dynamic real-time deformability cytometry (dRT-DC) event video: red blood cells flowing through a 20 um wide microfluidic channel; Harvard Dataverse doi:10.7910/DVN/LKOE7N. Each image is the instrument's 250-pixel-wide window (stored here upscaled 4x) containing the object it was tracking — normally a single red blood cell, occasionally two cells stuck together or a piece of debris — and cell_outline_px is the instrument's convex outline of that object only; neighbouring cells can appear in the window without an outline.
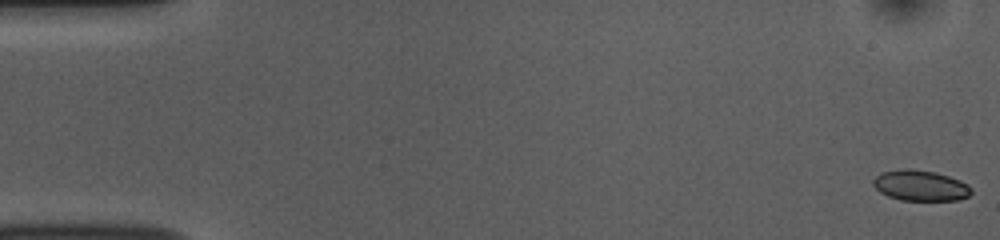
{"species": "common noctule bat (a hibernating species)", "species_latin": "Nyctalus noctula", "temperature_condition": "room temperature", "stored_images_in_passage": 54, "segment_of_instrument_passage": [1, 2], "camera_frame_rate_fps": 3000, "um_per_image_px": 0.085, "animal": {"sex": "female", "body_mass_g": 10.0, "forearm_length_mm": 53.1}, "frame": {"image": 1, "passage_image": 1, "time_ms": 0.0, "image_size_px": [1000, 240], "cell_outline_px": [[972, 192], [968, 196], [960, 200], [900, 200], [888, 196], [880, 192], [872, 184], [872, 180], [880, 172], [904, 168], [908, 168], [936, 172], [960, 180], [968, 184], [972, 188]], "centroid_in_image_um": [78.23, 15.76], "position_along_channel_um": 6.8, "area_um2": 17.69}}
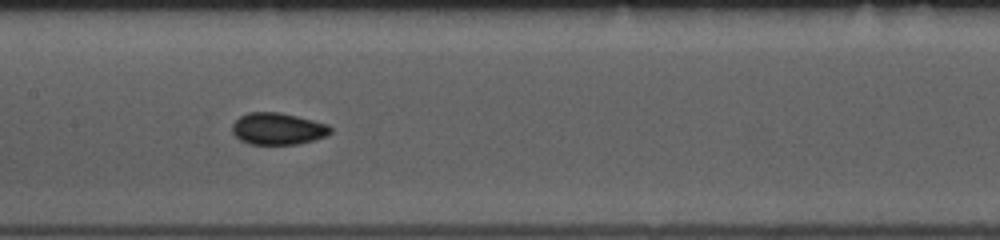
{"frame": {"image": 2, "passage_image": 26, "time_ms": 8.333, "image_size_px": [1000, 240], "cell_outline_px": [[332, 132], [328, 136], [296, 144], [248, 144], [240, 140], [232, 132], [232, 124], [240, 116], [248, 112], [280, 112], [328, 124], [332, 128]], "centroid_in_image_um": [23.62, 10.94], "position_along_channel_um": 183.8, "area_um2": 18.26}}
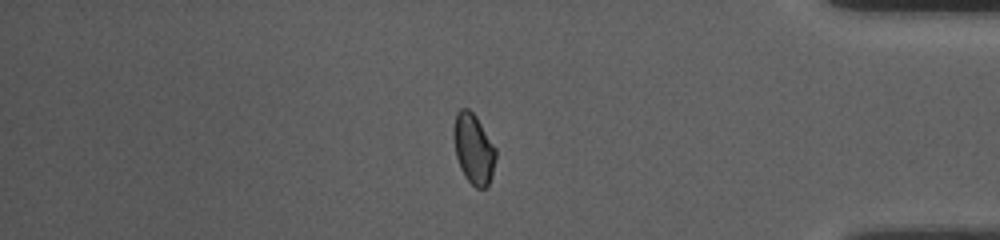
{"frame": {"image": 3, "passage_image": 45, "time_ms": 14.667, "image_size_px": [1000, 240], "cell_outline_px": [[496, 156], [492, 176], [488, 184], [484, 188], [476, 188], [464, 176], [460, 168], [456, 156], [452, 136], [452, 128], [456, 112], [460, 108], [468, 108], [476, 116], [496, 148]], "centroid_in_image_um": [40.23, 12.62], "position_along_channel_um": 395.0, "area_um2": 17.46}}